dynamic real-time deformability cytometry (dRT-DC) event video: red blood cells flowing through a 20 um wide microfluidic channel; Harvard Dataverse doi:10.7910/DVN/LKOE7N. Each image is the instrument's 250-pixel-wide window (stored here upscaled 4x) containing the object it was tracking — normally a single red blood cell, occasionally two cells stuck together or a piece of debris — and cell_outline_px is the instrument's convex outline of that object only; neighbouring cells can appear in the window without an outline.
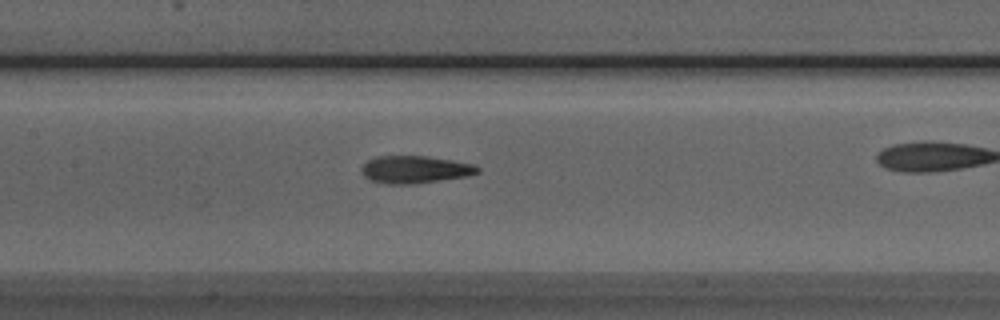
{"species": "Egyptian fruit bat (a non-hibernating species)", "species_latin": "Rousettus aegyptiacus", "temperature_condition": "room temperature", "stored_images_in_passage": 40, "camera_frame_rate_fps": 3000, "um_per_image_px": 0.085, "animal": {"sex": "male"}, "frame": {"image": 1, "passage_image": 24, "time_ms": 7.667, "image_size_px": [1000, 320], "cell_outline_px": [[480, 172], [468, 176], [412, 184], [384, 184], [372, 180], [364, 176], [360, 168], [368, 160], [376, 156], [428, 156], [476, 164], [480, 168]], "centroid_in_image_um": [35.29, 14.4], "position_along_channel_um": 172.1, "area_um2": 18.67}}
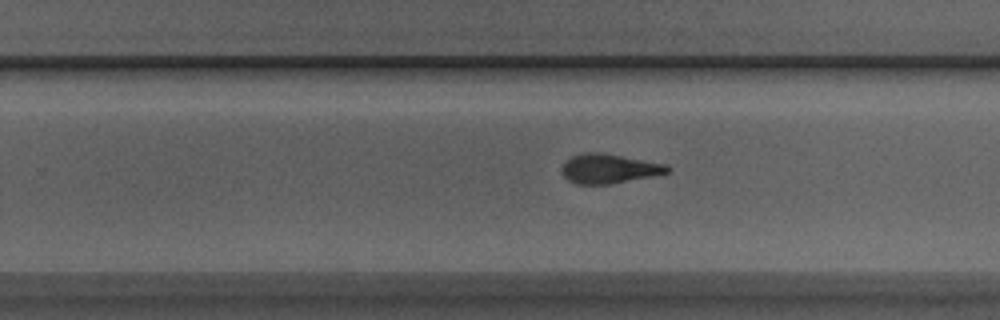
{"frame": {"image": 2, "passage_image": 32, "time_ms": 10.333, "image_size_px": [1000, 320], "cell_outline_px": [[672, 168], [668, 172], [652, 176], [608, 184], [576, 184], [568, 180], [560, 172], [564, 160], [572, 156], [584, 152], [604, 152], [668, 164]], "centroid_in_image_um": [51.75, 14.31], "position_along_channel_um": 278.1, "area_um2": 18.38}}
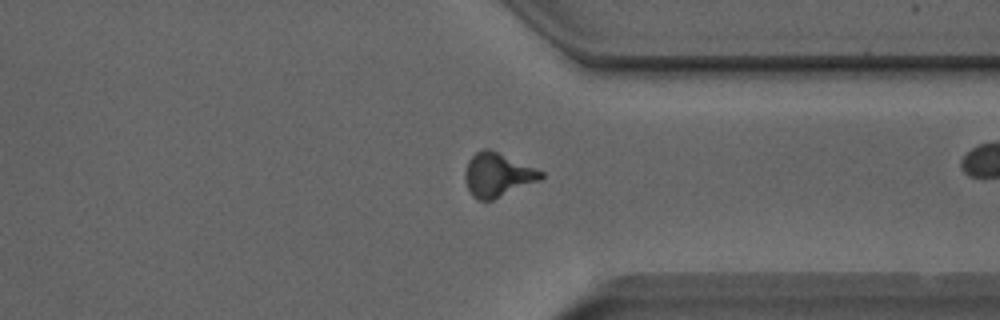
{"frame": {"image": 3, "passage_image": 39, "time_ms": 12.667, "image_size_px": [1000, 320], "cell_outline_px": [[544, 176], [540, 180], [492, 200], [476, 200], [472, 196], [464, 180], [464, 172], [468, 160], [476, 152], [484, 148], [488, 148], [544, 172]], "centroid_in_image_um": [42.26, 14.87], "position_along_channel_um": 369.1, "area_um2": 19.25}}